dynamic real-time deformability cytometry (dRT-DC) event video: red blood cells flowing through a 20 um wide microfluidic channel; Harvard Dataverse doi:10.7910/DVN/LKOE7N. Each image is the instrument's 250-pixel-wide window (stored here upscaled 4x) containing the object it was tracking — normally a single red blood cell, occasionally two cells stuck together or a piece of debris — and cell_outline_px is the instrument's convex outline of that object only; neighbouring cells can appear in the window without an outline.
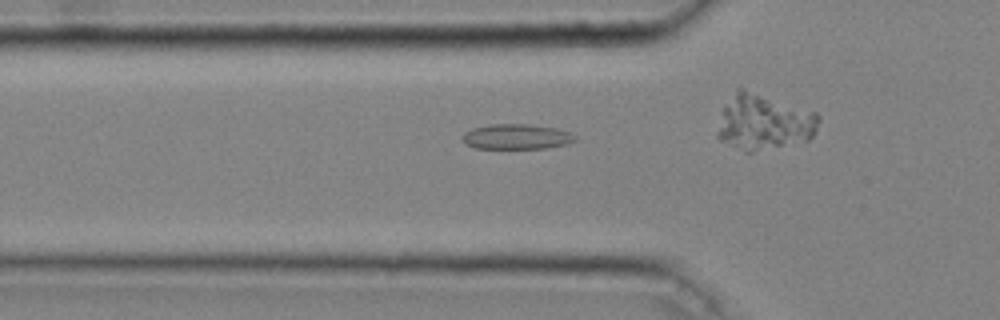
{"species": "common noctule bat (a hibernating species)", "species_latin": "Nyctalus noctula", "temperature_condition": "cold", "stored_images_in_passage": 28, "camera_frame_rate_fps": 3000, "um_per_image_px": 0.085, "animal": {"sex": "male", "body_mass_g": 20.4}, "frame": {"image": 1, "passage_image": 5, "time_ms": 1.333, "image_size_px": [1000, 320], "cell_outline_px": [[576, 140], [568, 144], [548, 148], [476, 148], [464, 144], [460, 140], [460, 136], [464, 132], [472, 128], [488, 124], [528, 124], [556, 128], [572, 132], [576, 136]], "centroid_in_image_um": [43.88, 11.61], "position_along_channel_um": 81.9, "area_um2": 16.88}}
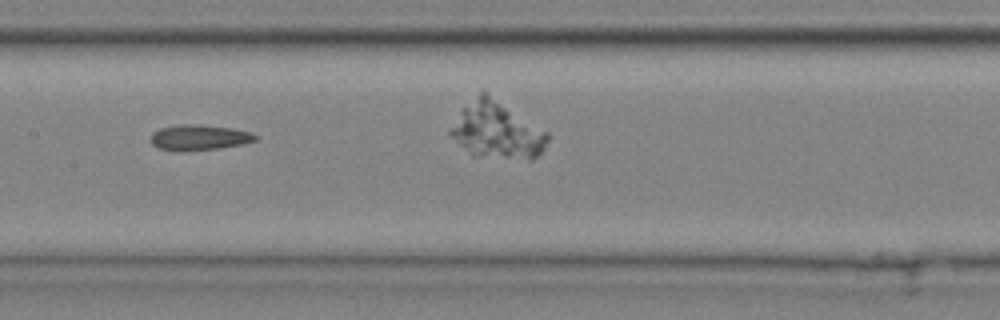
{"frame": {"image": 2, "passage_image": 13, "time_ms": 4.0, "image_size_px": [1000, 320], "cell_outline_px": [[260, 140], [220, 148], [184, 152], [176, 152], [160, 148], [152, 144], [152, 132], [160, 128], [180, 124], [200, 124], [232, 128], [252, 132], [260, 136]], "centroid_in_image_um": [16.98, 11.69], "position_along_channel_um": 190.4, "area_um2": 15.9}}
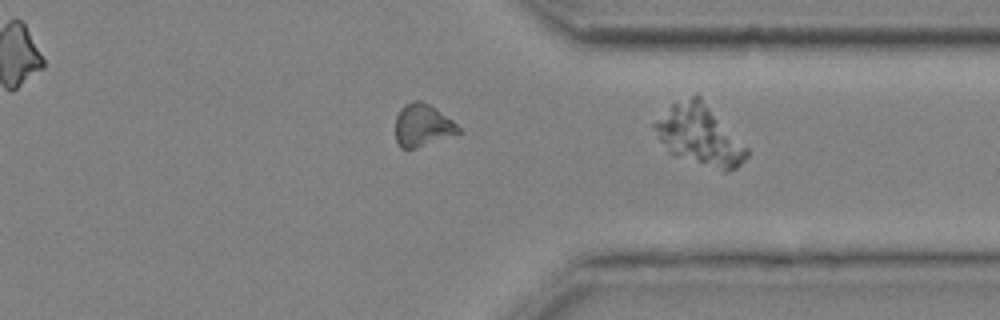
{"frame": {"image": 3, "passage_image": 27, "time_ms": 8.667, "image_size_px": [1000, 320], "cell_outline_px": [[464, 132], [412, 148], [400, 148], [396, 140], [396, 116], [400, 108], [404, 104], [416, 100], [420, 100], [428, 104], [452, 120]], "centroid_in_image_um": [35.9, 10.64], "position_along_channel_um": 375.5, "area_um2": 15.32}, "authors_computed_cell_mechanics": {"area_um2": 15.6638, "velocity_mm_per_s": 4.0628, "shape_relaxation_time_tau1_ms": 9.1227, "shape_relaxation_time_tau2_ms": 2.3252, "deformation_change_tau1": 0.1447, "deformation_change_tau2": 0.0757}}